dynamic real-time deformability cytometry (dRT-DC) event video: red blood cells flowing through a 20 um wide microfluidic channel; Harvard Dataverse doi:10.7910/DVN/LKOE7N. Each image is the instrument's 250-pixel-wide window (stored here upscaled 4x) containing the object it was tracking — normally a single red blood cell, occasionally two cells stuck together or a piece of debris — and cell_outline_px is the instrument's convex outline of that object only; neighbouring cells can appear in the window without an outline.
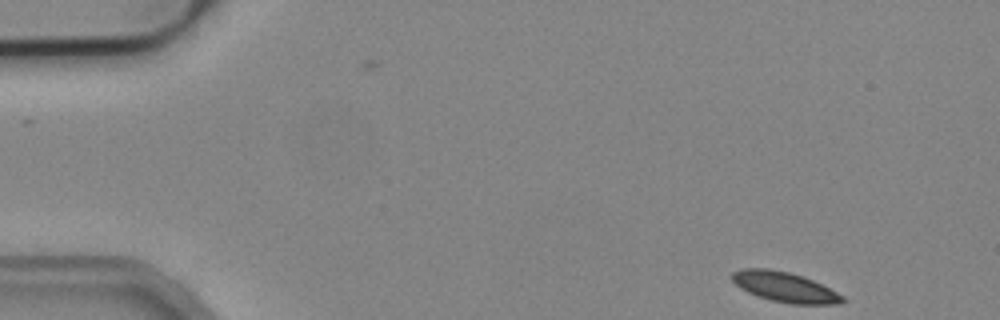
{"species": "common noctule bat (a hibernating species)", "species_latin": "Nyctalus noctula", "temperature_condition": "cold", "stored_images_in_passage": 51, "camera_frame_rate_fps": 3000, "um_per_image_px": 0.085, "animal": {"sex": "male", "body_mass_g": 19.2, "forearm_length_mm": 51.8}, "frame": {"image": 1, "passage_image": 1, "time_ms": 0.0, "image_size_px": [1000, 320], "cell_outline_px": [[848, 300], [840, 304], [792, 304], [772, 300], [756, 296], [740, 288], [732, 280], [732, 272], [740, 268], [768, 268], [788, 272], [804, 276], [844, 296]], "centroid_in_image_um": [66.7, 24.39], "position_along_channel_um": 18.3, "area_um2": 19.36}}
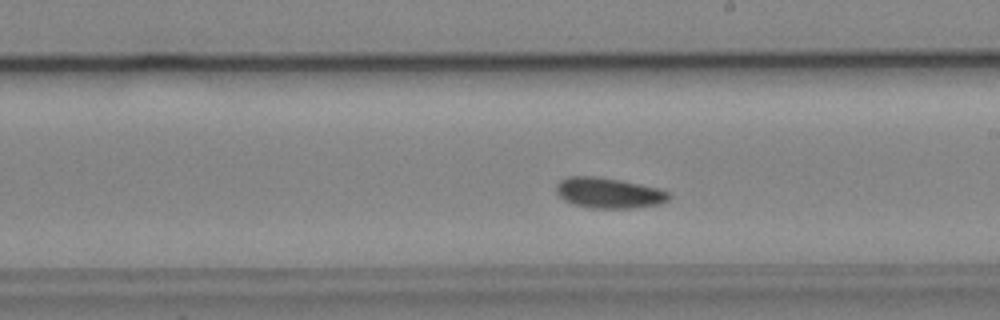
{"frame": {"image": 2, "passage_image": 27, "time_ms": 8.667, "image_size_px": [1000, 320], "cell_outline_px": [[672, 196], [668, 200], [660, 204], [636, 208], [592, 208], [576, 204], [564, 200], [556, 192], [556, 184], [560, 180], [568, 176], [596, 176], [620, 180], [660, 188], [668, 192]], "centroid_in_image_um": [51.77, 16.39], "position_along_channel_um": 237.2, "area_um2": 20.11}}
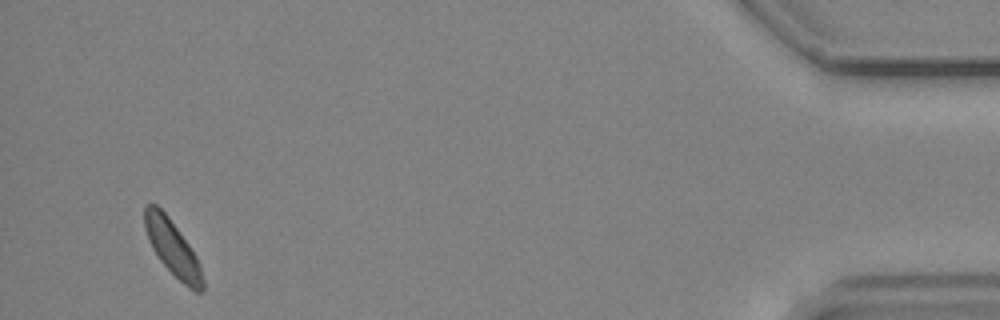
{"frame": {"image": 3, "passage_image": 48, "time_ms": 15.667, "image_size_px": [1000, 320], "cell_outline_px": [[204, 292], [196, 292], [188, 288], [160, 260], [152, 248], [148, 240], [144, 228], [144, 204], [156, 204], [168, 216], [188, 244], [196, 256], [200, 264], [204, 280]], "centroid_in_image_um": [14.67, 21.08], "position_along_channel_um": 420.5, "area_um2": 18.61}, "authors_computed_cell_mechanics": {"area_um2": 19.5942, "velocity_mm_per_s": 3.7504, "shape_relaxation_time_tau1_ms": 5.3564, "shape_relaxation_time_tau2_ms": null, "deformation_change_tau1": 0.0592, "deformation_change_tau2": null}}